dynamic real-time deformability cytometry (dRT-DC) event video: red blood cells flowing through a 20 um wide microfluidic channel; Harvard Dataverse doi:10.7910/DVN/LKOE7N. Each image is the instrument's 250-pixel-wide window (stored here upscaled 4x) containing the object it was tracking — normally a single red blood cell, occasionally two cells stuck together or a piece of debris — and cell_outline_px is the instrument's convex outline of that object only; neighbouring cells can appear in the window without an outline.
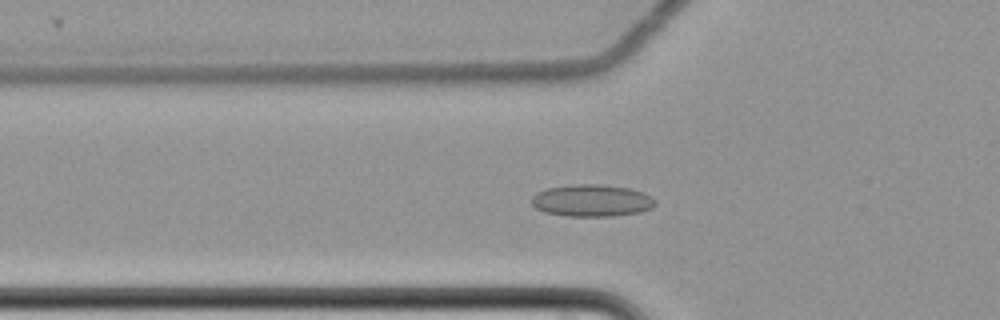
{"species": "common noctule bat (a hibernating species)", "species_latin": "Nyctalus noctula", "temperature_condition": "cold", "stored_images_in_passage": 40, "camera_frame_rate_fps": 3000, "um_per_image_px": 0.085, "animal": {"sex": "female", "body_mass_g": 22.7, "forearm_length_mm": 54.2}, "frame": {"image": 1, "passage_image": 10, "time_ms": 3.0, "image_size_px": [1000, 320], "cell_outline_px": [[656, 204], [652, 208], [640, 212], [612, 216], [564, 216], [544, 212], [536, 208], [532, 204], [532, 196], [536, 192], [548, 188], [572, 184], [600, 184], [628, 188], [644, 192], [652, 196], [656, 200]], "centroid_in_image_um": [50.31, 17.04], "position_along_channel_um": 75.5, "area_um2": 23.29}}
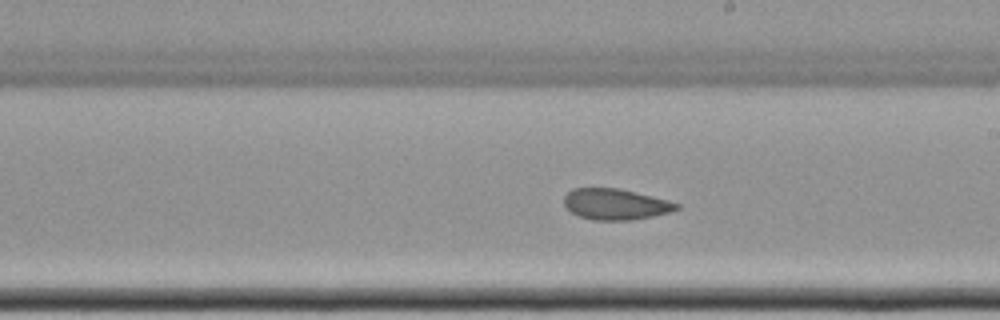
{"frame": {"image": 2, "passage_image": 24, "time_ms": 7.667, "image_size_px": [1000, 320], "cell_outline_px": [[680, 208], [672, 212], [632, 220], [592, 220], [580, 216], [572, 212], [564, 204], [564, 196], [572, 188], [620, 188], [668, 200], [680, 204]], "centroid_in_image_um": [52.34, 17.35], "position_along_channel_um": 236.7, "area_um2": 20.35}}
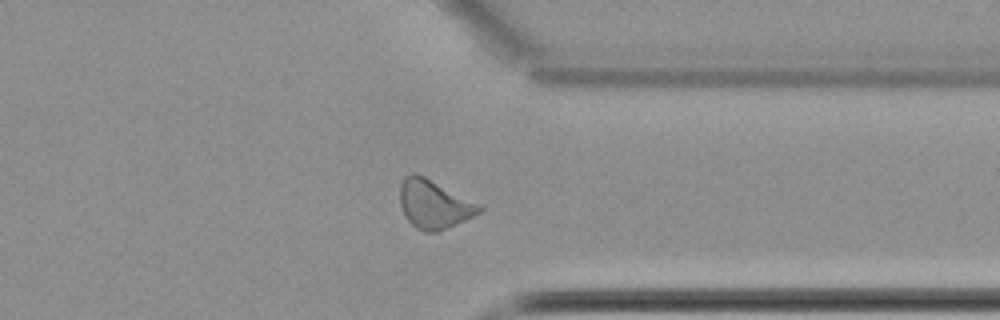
{"frame": {"image": 3, "passage_image": 36, "time_ms": 11.667, "image_size_px": [1000, 320], "cell_outline_px": [[484, 208], [480, 212], [464, 220], [436, 232], [424, 232], [416, 228], [404, 216], [400, 204], [400, 184], [404, 176], [412, 172], [416, 172], [480, 204]], "centroid_in_image_um": [36.85, 17.34], "position_along_channel_um": 374.6, "area_um2": 22.37}, "authors_computed_cell_mechanics": {"area_um2": 21.097, "velocity_mm_per_s": 3.4785, "shape_relaxation_time_tau1_ms": null, "shape_relaxation_time_tau2_ms": 3.1855, "deformation_change_tau1": null, "deformation_change_tau2": 0.0947}}